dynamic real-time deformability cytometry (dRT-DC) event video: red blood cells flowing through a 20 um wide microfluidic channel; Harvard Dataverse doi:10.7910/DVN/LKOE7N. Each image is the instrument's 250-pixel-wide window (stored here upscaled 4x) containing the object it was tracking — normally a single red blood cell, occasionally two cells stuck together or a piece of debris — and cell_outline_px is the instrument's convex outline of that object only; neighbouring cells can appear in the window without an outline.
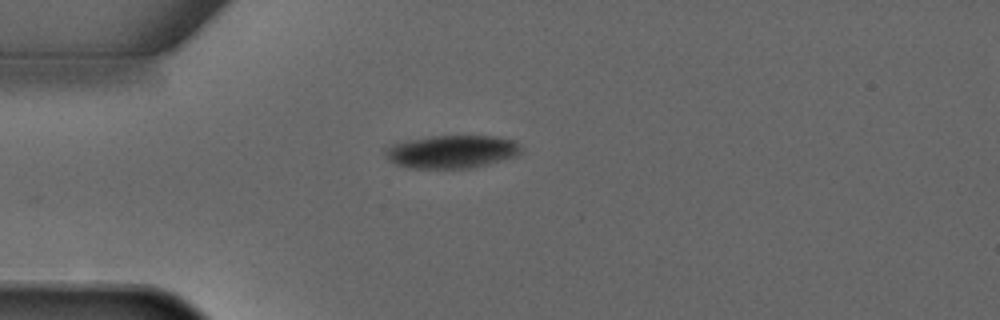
{"species": "common noctule bat (a hibernating species)", "species_latin": "Nyctalus noctula", "temperature_condition": "warm", "stored_images_in_passage": 3, "camera_frame_rate_fps": 3000, "um_per_image_px": 0.085, "animal": {"sex": "male", "forearm_length_mm": 52.5}, "frame": {"image": 1, "passage_image": 3, "time_ms": 2.333, "image_size_px": [1000, 320], "cell_outline_px": [[520, 152], [516, 156], [468, 168], [408, 168], [396, 164], [388, 160], [384, 156], [384, 148], [392, 144], [408, 140], [428, 136], [496, 136], [512, 140], [520, 148]], "centroid_in_image_um": [38.3, 12.89], "position_along_channel_um": 46.7, "area_um2": 25.89}}